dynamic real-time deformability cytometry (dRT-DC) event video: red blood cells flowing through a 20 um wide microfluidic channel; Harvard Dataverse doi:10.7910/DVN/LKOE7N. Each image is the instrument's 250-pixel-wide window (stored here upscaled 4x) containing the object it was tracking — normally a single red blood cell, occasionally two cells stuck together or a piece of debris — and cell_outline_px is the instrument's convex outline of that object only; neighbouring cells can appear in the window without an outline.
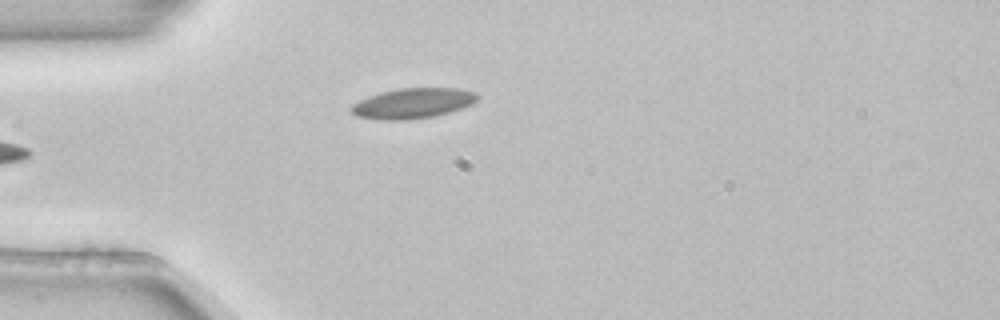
{"species": "common noctule bat (a hibernating species)", "species_latin": "Nyctalus noctula", "temperature_condition": "room temperature", "stored_images_in_passage": 4, "camera_frame_rate_fps": 3000, "um_per_image_px": 0.085, "animal": {"sex": "female", "body_mass_g": 22.7, "forearm_length_mm": 54.2}, "frame": {"image": 1, "passage_image": 4, "time_ms": 1.0, "image_size_px": [1000, 320], "cell_outline_px": [[480, 96], [472, 104], [448, 112], [432, 116], [408, 120], [380, 120], [356, 116], [348, 108], [352, 104], [368, 96], [380, 92], [400, 88], [460, 88], [476, 92]], "centroid_in_image_um": [35.07, 8.77], "position_along_channel_um": 49.9, "area_um2": 22.31}}